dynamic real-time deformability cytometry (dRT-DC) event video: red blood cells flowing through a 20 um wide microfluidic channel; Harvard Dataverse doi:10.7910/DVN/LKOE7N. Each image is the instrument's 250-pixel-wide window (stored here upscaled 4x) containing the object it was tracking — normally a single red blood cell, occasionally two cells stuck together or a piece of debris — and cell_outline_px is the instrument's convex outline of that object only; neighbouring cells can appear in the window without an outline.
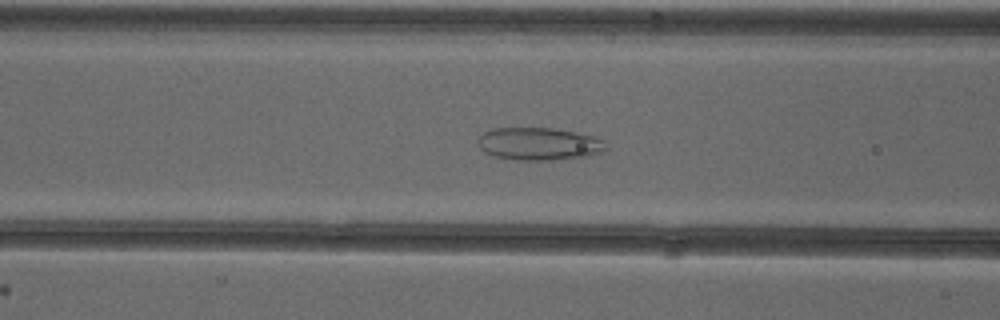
{"species": "common noctule bat (a hibernating species)", "species_latin": "Nyctalus noctula", "temperature_condition": "cold", "stored_images_in_passage": 53, "camera_frame_rate_fps": 3000, "um_per_image_px": 0.085, "animal": {"sex": "female"}, "frame": {"image": 1, "passage_image": 22, "time_ms": 7.0, "image_size_px": [1000, 320], "cell_outline_px": [[608, 148], [604, 152], [588, 156], [548, 160], [516, 160], [492, 156], [484, 152], [476, 144], [476, 140], [484, 132], [492, 128], [552, 128], [576, 132], [596, 136], [604, 140]], "centroid_in_image_um": [45.81, 12.23], "position_along_channel_um": 120.8, "area_um2": 24.74}}
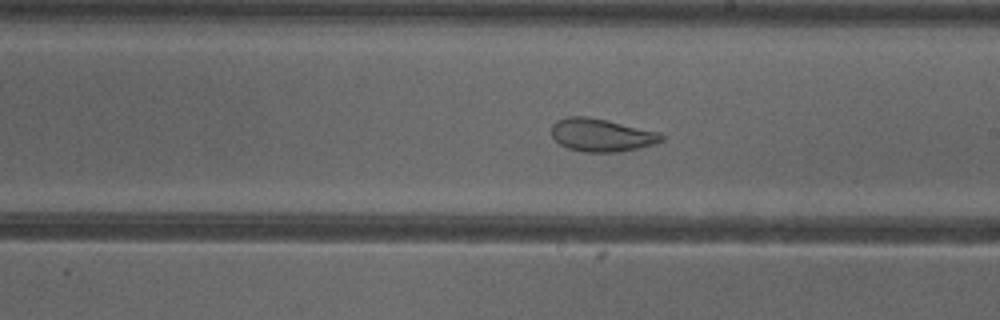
{"frame": {"image": 2, "passage_image": 31, "time_ms": 10.0, "image_size_px": [1000, 320], "cell_outline_px": [[664, 140], [656, 144], [616, 152], [584, 152], [568, 148], [560, 144], [552, 136], [552, 124], [556, 120], [568, 116], [588, 116], [660, 132], [664, 136]], "centroid_in_image_um": [51.13, 11.47], "position_along_channel_um": 237.9, "area_um2": 21.1}}
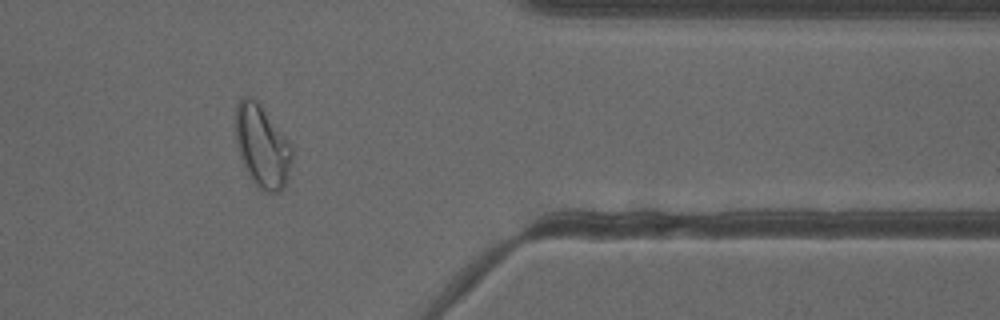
{"frame": {"image": 3, "passage_image": 44, "time_ms": 14.333, "image_size_px": [1000, 320], "cell_outline_px": [[292, 160], [288, 176], [284, 188], [280, 192], [264, 192], [256, 184], [248, 172], [240, 156], [236, 140], [236, 104], [240, 96], [252, 96], [260, 104], [292, 144]], "centroid_in_image_um": [22.3, 12.4], "position_along_channel_um": 389.1, "area_um2": 27.05}, "authors_computed_cell_mechanics": {"area_um2": 28.5532, "velocity_mm_per_s": 3.8966, "shape_relaxation_time_tau1_ms": null, "shape_relaxation_time_tau2_ms": 1.4329, "deformation_change_tau1": null, "deformation_change_tau2": 0.0764}}